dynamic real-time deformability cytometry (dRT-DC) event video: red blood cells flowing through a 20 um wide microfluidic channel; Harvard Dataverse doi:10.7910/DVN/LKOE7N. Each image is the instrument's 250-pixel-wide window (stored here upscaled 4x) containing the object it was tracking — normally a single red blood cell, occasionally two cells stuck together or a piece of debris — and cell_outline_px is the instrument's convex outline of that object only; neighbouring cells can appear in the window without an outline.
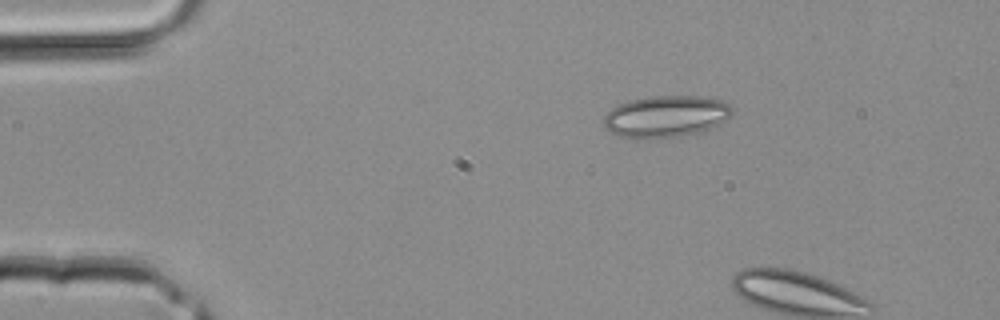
{"species": "common noctule bat (a hibernating species)", "species_latin": "Nyctalus noctula", "temperature_condition": "room temperature", "stored_images_in_passage": 3, "camera_frame_rate_fps": 3000, "um_per_image_px": 0.085, "animal": {"sex": "male", "body_mass_g": 20.4}, "frame": {"image": 1, "passage_image": 1, "time_ms": 0.0, "image_size_px": [1000, 320], "cell_outline_px": [[732, 116], [720, 124], [712, 128], [680, 136], [652, 140], [620, 136], [612, 132], [600, 120], [612, 108], [620, 104], [632, 100], [652, 96], [700, 96], [720, 100], [728, 104], [732, 108]], "centroid_in_image_um": [56.61, 9.91], "position_along_channel_um": 28.4, "area_um2": 31.27}}